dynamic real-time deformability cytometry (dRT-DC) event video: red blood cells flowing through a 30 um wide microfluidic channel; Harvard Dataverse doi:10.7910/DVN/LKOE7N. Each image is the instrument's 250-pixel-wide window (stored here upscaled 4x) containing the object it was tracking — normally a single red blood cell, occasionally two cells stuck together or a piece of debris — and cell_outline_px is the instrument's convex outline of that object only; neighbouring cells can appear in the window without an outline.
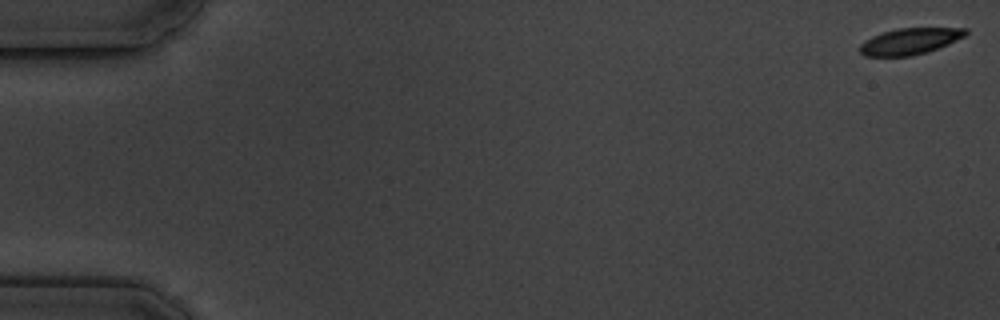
{"species": "common noctule bat (a hibernating species)", "species_latin": "Nyctalus noctula", "temperature_condition": "cold", "stored_images_in_passage": 6, "camera_frame_rate_fps": 3000, "um_per_image_px": 0.085, "animal": {"sex": "male", "body_mass_g": 19.5, "forearm_length_mm": 54.6}, "frame": {"image": 1, "passage_image": 1, "time_ms": 0.0, "image_size_px": [1000, 320], "cell_outline_px": [[968, 32], [964, 36], [948, 44], [928, 52], [912, 56], [864, 56], [860, 52], [860, 44], [864, 40], [872, 36], [896, 28], [968, 28]], "centroid_in_image_um": [77.33, 3.51], "position_along_channel_um": 7.7, "area_um2": 16.24}}
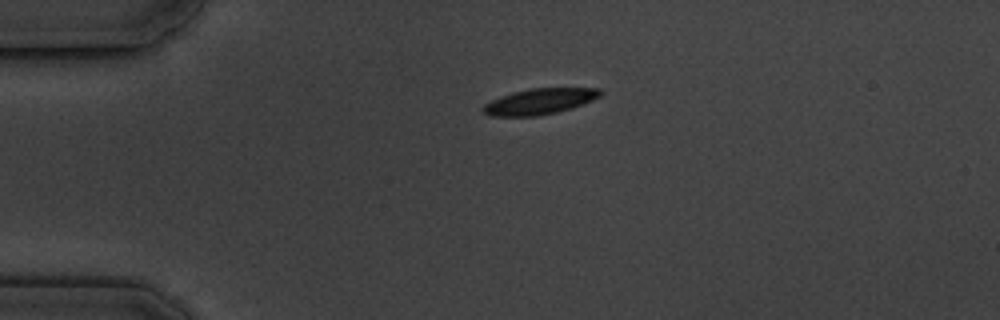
{"frame": {"image": 2, "passage_image": 4, "time_ms": 4.333, "image_size_px": [1000, 320], "cell_outline_px": [[604, 92], [600, 96], [584, 104], [572, 108], [556, 112], [536, 116], [488, 116], [480, 108], [484, 104], [500, 96], [512, 92], [532, 88], [600, 88]], "centroid_in_image_um": [45.86, 8.62], "position_along_channel_um": 39.1, "area_um2": 17.74}}
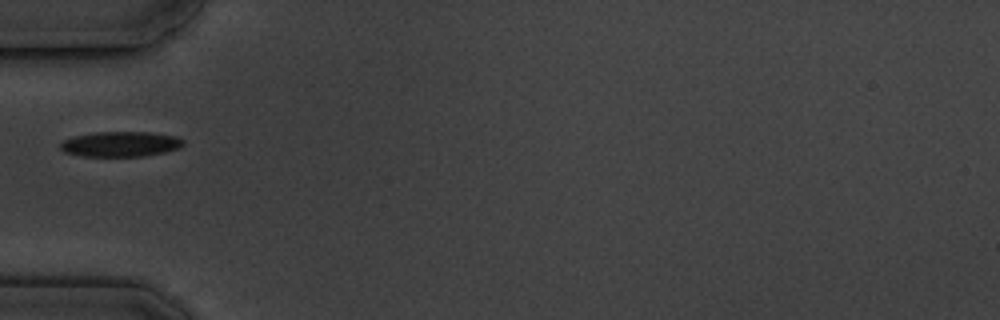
{"frame": {"image": 3, "passage_image": 6, "time_ms": 6.333, "image_size_px": [1000, 320], "cell_outline_px": [[184, 144], [176, 148], [164, 152], [144, 156], [80, 156], [64, 152], [60, 148], [60, 144], [64, 140], [76, 136], [92, 132], [148, 132], [176, 136], [184, 140]], "centroid_in_image_um": [10.22, 12.24], "position_along_channel_um": 74.8, "area_um2": 17.92}}